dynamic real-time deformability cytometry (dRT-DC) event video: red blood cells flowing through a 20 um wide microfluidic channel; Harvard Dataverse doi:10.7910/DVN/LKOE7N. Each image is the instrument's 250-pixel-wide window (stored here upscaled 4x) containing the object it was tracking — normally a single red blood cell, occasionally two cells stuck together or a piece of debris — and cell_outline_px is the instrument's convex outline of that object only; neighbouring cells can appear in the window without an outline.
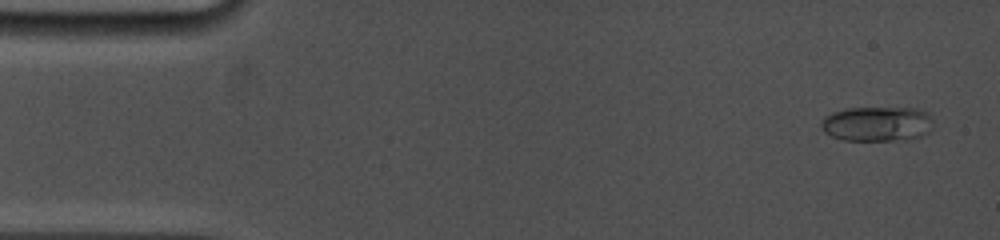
{"species": "common noctule bat (a hibernating species)", "species_latin": "Nyctalus noctula", "temperature_condition": "cold", "stored_images_in_passage": 43, "camera_frame_rate_fps": 5000, "um_per_image_px": 0.085, "animal": {"sex": "female", "body_mass_g": 19.0, "forearm_length_mm": 53.3}, "frame": {"image": 1, "passage_image": 2, "time_ms": 0.6, "image_size_px": [1000, 240], "cell_outline_px": [[932, 128], [928, 132], [920, 136], [908, 140], [844, 140], [832, 136], [824, 132], [820, 128], [820, 120], [824, 116], [832, 112], [848, 108], [916, 108], [928, 112], [932, 120]], "centroid_in_image_um": [74.54, 10.52], "position_along_channel_um": 10.5, "area_um2": 23.0}}
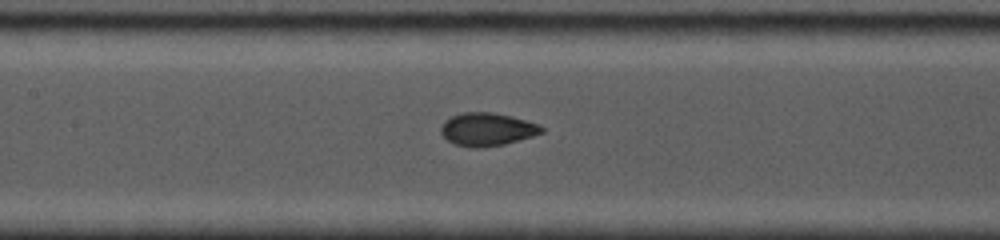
{"frame": {"image": 2, "passage_image": 19, "time_ms": 7.6, "image_size_px": [1000, 240], "cell_outline_px": [[544, 132], [532, 136], [504, 144], [476, 148], [456, 144], [448, 140], [440, 132], [440, 128], [444, 120], [460, 112], [492, 112], [540, 124], [544, 128]], "centroid_in_image_um": [41.39, 10.98], "position_along_channel_um": 166.0, "area_um2": 19.19}}
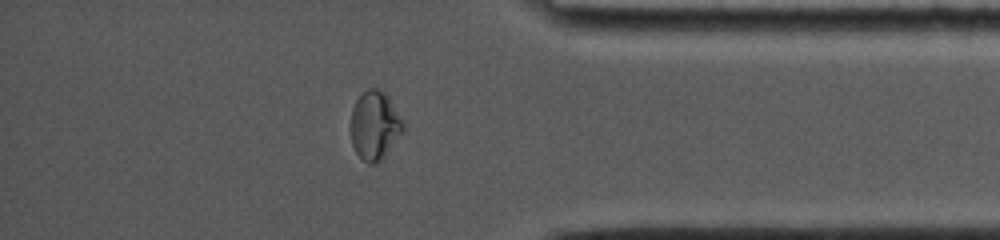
{"frame": {"image": 3, "passage_image": 36, "time_ms": 14.0, "image_size_px": [1000, 240], "cell_outline_px": [[404, 132], [384, 156], [380, 160], [372, 164], [368, 164], [356, 152], [352, 144], [352, 108], [356, 100], [368, 88], [376, 88], [384, 92], [388, 96], [404, 120]], "centroid_in_image_um": [31.89, 10.65], "position_along_channel_um": 403.3, "area_um2": 20.81}, "authors_computed_cell_mechanics": {"area_um2": 19.363, "velocity_mm_per_s": 3.8315, "shape_relaxation_time_tau1_ms": 5.8388, "shape_relaxation_time_tau2_ms": null, "deformation_change_tau1": 0.1874, "deformation_change_tau2": null}}